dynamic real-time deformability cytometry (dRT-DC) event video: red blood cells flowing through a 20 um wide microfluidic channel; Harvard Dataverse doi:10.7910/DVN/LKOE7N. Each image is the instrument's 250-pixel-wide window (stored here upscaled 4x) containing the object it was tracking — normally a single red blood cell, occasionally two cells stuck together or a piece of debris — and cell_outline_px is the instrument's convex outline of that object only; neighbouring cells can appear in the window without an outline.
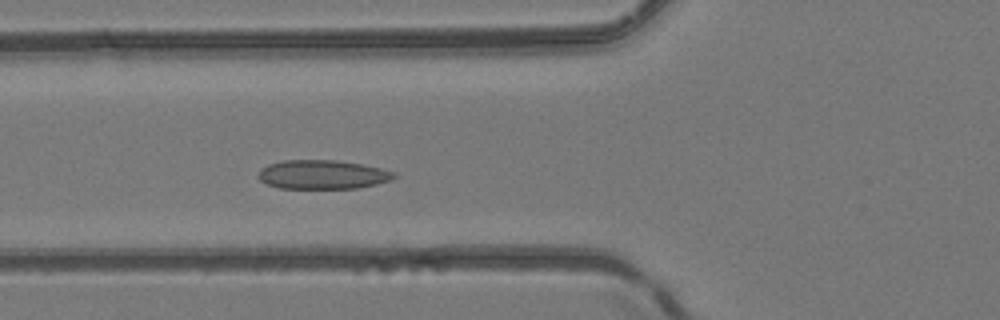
{"species": "common noctule bat (a hibernating species)", "species_latin": "Nyctalus noctula", "temperature_condition": "room temperature", "stored_images_in_passage": 45, "camera_frame_rate_fps": 3000, "um_per_image_px": 0.085, "animal": {"sex": "female", "body_mass_g": 24.6, "forearm_length_mm": 56.2}, "frame": {"image": 1, "passage_image": 14, "time_ms": 4.333, "image_size_px": [1000, 320], "cell_outline_px": [[396, 176], [388, 180], [376, 184], [356, 188], [280, 188], [268, 184], [260, 180], [256, 176], [260, 168], [268, 164], [284, 160], [336, 160], [360, 164], [380, 168], [396, 172]], "centroid_in_image_um": [27.37, 14.83], "position_along_channel_um": 98.4, "area_um2": 22.83}}
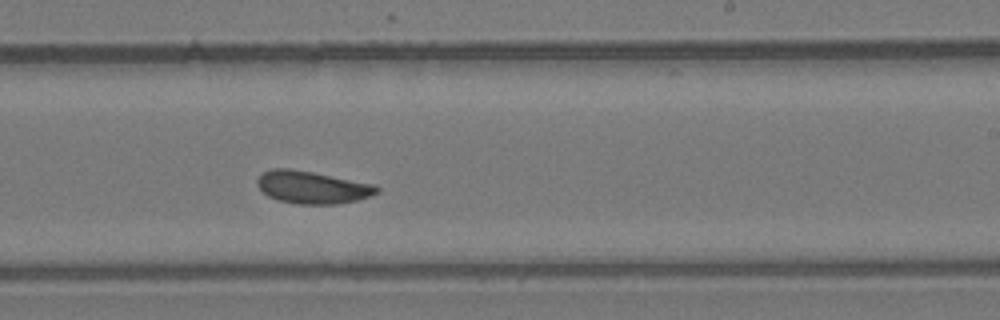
{"frame": {"image": 2, "passage_image": 26, "time_ms": 8.333, "image_size_px": [1000, 320], "cell_outline_px": [[380, 192], [372, 196], [356, 200], [336, 204], [296, 204], [276, 200], [268, 196], [256, 184], [256, 180], [264, 172], [272, 168], [292, 168], [372, 184], [380, 188]], "centroid_in_image_um": [26.53, 15.93], "position_along_channel_um": 262.5, "area_um2": 22.6}}
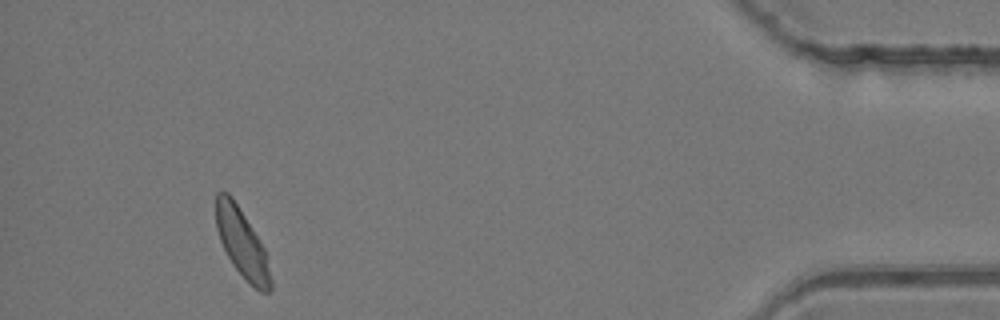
{"frame": {"image": 3, "passage_image": 42, "time_ms": 13.667, "image_size_px": [1000, 320], "cell_outline_px": [[272, 288], [268, 292], [260, 292], [232, 264], [220, 240], [216, 228], [216, 192], [228, 192], [232, 196], [264, 248], [272, 280]], "centroid_in_image_um": [20.56, 20.65], "position_along_channel_um": 414.6, "area_um2": 21.27}, "authors_computed_cell_mechanics": {"area_um2": 22.4264, "velocity_mm_per_s": 4.1021, "shape_relaxation_time_tau1_ms": 3.6099, "shape_relaxation_time_tau2_ms": 1.5262, "deformation_change_tau1": 0.0756, "deformation_change_tau2": 0.0644}}